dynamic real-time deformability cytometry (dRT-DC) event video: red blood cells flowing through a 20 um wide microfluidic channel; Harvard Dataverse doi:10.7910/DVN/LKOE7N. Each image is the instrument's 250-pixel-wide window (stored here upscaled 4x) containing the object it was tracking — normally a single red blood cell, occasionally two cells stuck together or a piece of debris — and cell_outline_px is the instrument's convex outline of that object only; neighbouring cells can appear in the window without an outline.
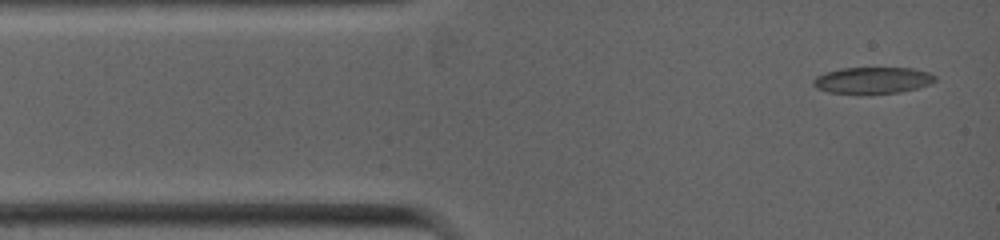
{"species": "common noctule bat (a hibernating species)", "species_latin": "Nyctalus noctula", "temperature_condition": "warm", "stored_images_in_passage": 53, "camera_frame_rate_fps": 5000, "um_per_image_px": 0.085, "animal": {"sex": "female", "body_mass_g": 19.0, "forearm_length_mm": 53.3}, "frame": {"image": 1, "passage_image": 1, "time_ms": 0.0, "image_size_px": [1000, 240], "cell_outline_px": [[936, 80], [928, 84], [916, 88], [900, 92], [828, 92], [816, 88], [812, 84], [812, 80], [816, 76], [824, 72], [844, 68], [912, 68], [928, 72], [936, 76]], "centroid_in_image_um": [74.15, 6.8], "position_along_channel_um": 10.9, "area_um2": 18.32}}
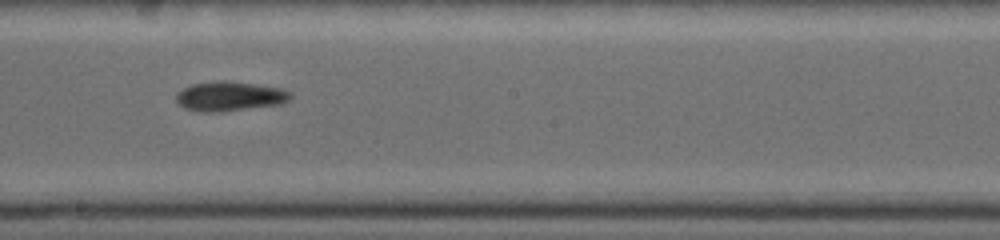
{"frame": {"image": 2, "passage_image": 23, "time_ms": 5.4, "image_size_px": [1000, 240], "cell_outline_px": [[292, 96], [288, 100], [280, 104], [224, 112], [200, 112], [184, 108], [176, 100], [176, 92], [192, 84], [252, 84], [280, 88], [292, 92]], "centroid_in_image_um": [19.54, 8.25], "position_along_channel_um": 228.7, "area_um2": 18.79}}
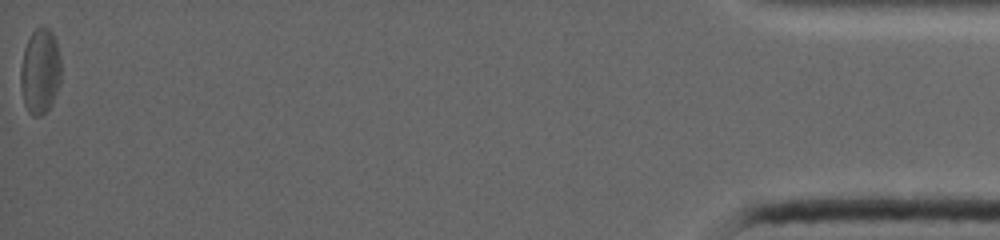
{"frame": {"image": 3, "passage_image": 53, "time_ms": 12.2, "image_size_px": [1000, 240], "cell_outline_px": [[60, 84], [52, 104], [40, 116], [32, 116], [28, 112], [24, 104], [20, 84], [20, 68], [24, 48], [32, 32], [36, 28], [44, 24], [52, 32], [56, 40], [60, 56]], "centroid_in_image_um": [3.41, 6.05], "position_along_channel_um": 431.8, "area_um2": 20.4}}